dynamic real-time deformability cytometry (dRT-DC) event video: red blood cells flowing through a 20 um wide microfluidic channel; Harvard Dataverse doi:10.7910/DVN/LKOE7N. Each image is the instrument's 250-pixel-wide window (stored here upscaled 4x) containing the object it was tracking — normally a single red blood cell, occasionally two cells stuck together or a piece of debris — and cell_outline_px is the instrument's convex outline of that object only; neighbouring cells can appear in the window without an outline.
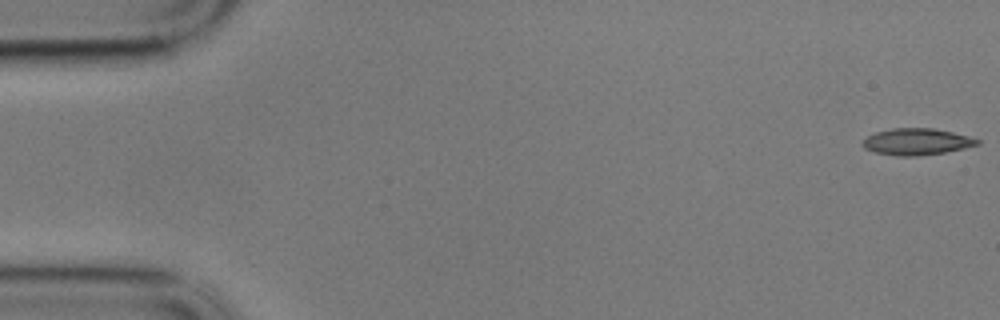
{"species": "common noctule bat (a hibernating species)", "species_latin": "Nyctalus noctula", "temperature_condition": "cold", "stored_images_in_passage": 56, "camera_frame_rate_fps": 3000, "um_per_image_px": 0.085, "animal": {"sex": "male", "body_mass_g": 17.9}, "frame": {"image": 1, "passage_image": 1, "time_ms": 0.0, "image_size_px": [1000, 320], "cell_outline_px": [[980, 144], [964, 148], [944, 152], [916, 156], [896, 156], [876, 152], [864, 148], [860, 144], [868, 136], [876, 132], [892, 128], [932, 128], [952, 132], [968, 136], [980, 140]], "centroid_in_image_um": [77.91, 12.04], "position_along_channel_um": 7.1, "area_um2": 17.63}}
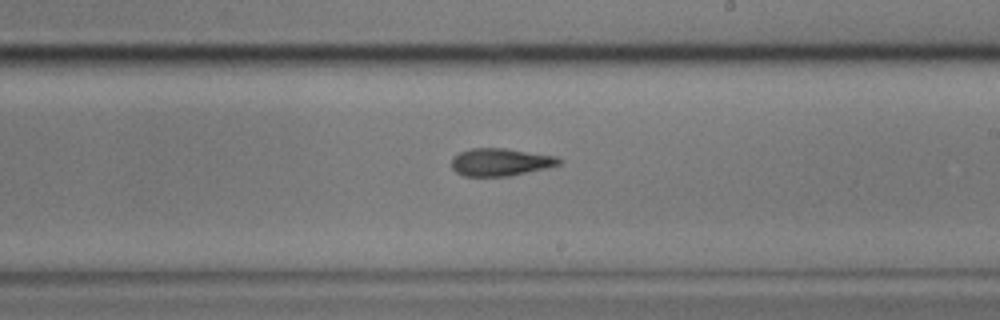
{"frame": {"image": 2, "passage_image": 34, "time_ms": 11.0, "image_size_px": [1000, 320], "cell_outline_px": [[564, 160], [560, 164], [544, 168], [508, 176], [464, 176], [456, 172], [452, 168], [452, 156], [460, 152], [472, 148], [504, 148], [556, 156]], "centroid_in_image_um": [42.52, 13.77], "position_along_channel_um": 246.5, "area_um2": 17.17}}
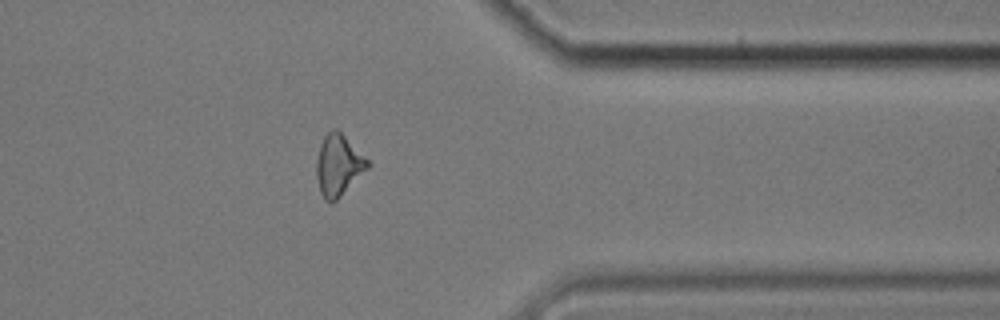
{"frame": {"image": 3, "passage_image": 47, "time_ms": 15.333, "image_size_px": [1000, 320], "cell_outline_px": [[372, 164], [332, 204], [324, 200], [320, 192], [316, 176], [316, 160], [320, 144], [324, 136], [332, 128], [336, 128]], "centroid_in_image_um": [28.74, 14.05], "position_along_channel_um": 382.7, "area_um2": 18.09}, "authors_computed_cell_mechanics": {"area_um2": 17.629, "velocity_mm_per_s": 3.4096, "shape_relaxation_time_tau1_ms": 9.4307, "shape_relaxation_time_tau2_ms": 6.9111, "deformation_change_tau1": 0.2216, "deformation_change_tau2": 0.1559}}